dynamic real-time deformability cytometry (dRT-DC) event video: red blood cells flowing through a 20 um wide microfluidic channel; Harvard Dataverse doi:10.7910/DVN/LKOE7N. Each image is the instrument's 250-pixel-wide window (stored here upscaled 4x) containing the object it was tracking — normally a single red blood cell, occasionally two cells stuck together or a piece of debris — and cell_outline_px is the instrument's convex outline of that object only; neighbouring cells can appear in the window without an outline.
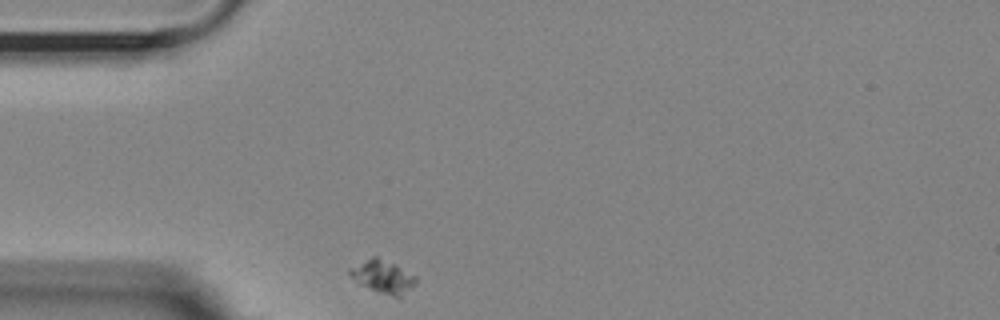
{"species": "Egyptian fruit bat (a non-hibernating species)", "species_latin": "Rousettus aegyptiacus", "temperature_condition": "room temperature", "stored_images_in_passage": 6, "camera_frame_rate_fps": 3000, "um_per_image_px": 0.085, "animal": {"sex": "female"}, "frame": {"image": 1, "passage_image": 1, "time_ms": 0.0, "image_size_px": [1000, 320], "cell_outline_px": [[416, 284], [400, 300], [376, 292], [356, 284], [348, 276], [348, 272], [352, 268], [372, 256], [376, 256], [396, 264], [416, 276]], "centroid_in_image_um": [32.56, 23.58], "position_along_channel_um": 52.4, "area_um2": 13.24}}
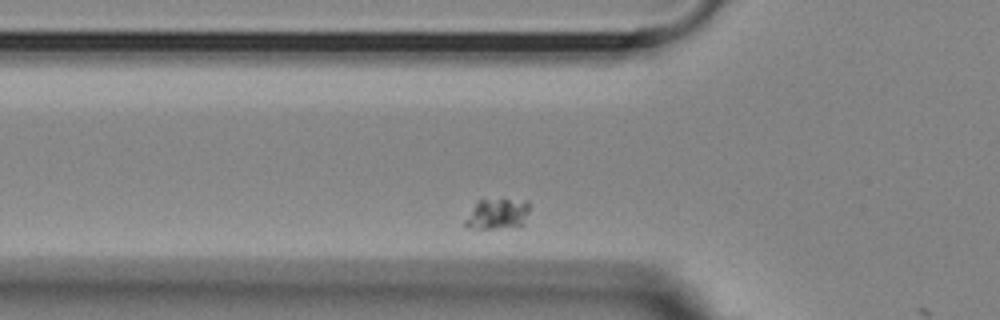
{"frame": {"image": 2, "passage_image": 5, "time_ms": 1.333, "image_size_px": [1000, 320], "cell_outline_px": [[528, 212], [524, 224], [496, 228], [468, 228], [464, 224], [464, 220], [476, 204], [480, 200], [528, 200]], "centroid_in_image_um": [42.27, 18.19], "position_along_channel_um": 83.5, "area_um2": 11.1}}